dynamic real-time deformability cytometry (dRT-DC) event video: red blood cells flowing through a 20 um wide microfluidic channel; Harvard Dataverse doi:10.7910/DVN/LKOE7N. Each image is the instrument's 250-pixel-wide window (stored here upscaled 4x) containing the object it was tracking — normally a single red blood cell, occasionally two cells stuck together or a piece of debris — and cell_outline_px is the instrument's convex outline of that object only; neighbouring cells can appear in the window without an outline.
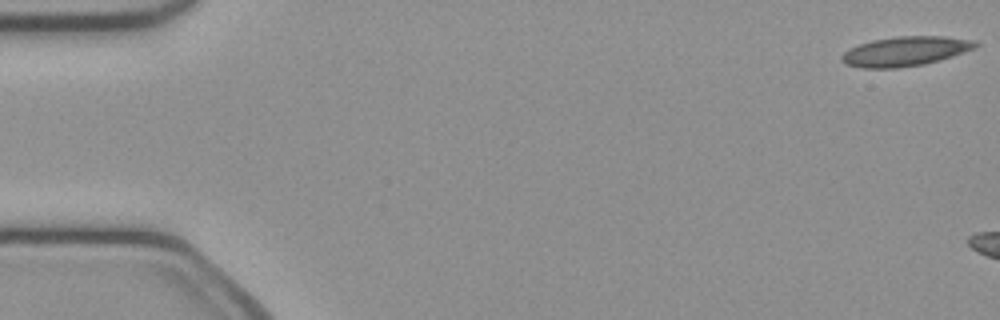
{"species": "common noctule bat (a hibernating species)", "species_latin": "Nyctalus noctula", "temperature_condition": "cold", "stored_images_in_passage": 10, "camera_frame_rate_fps": 3000, "um_per_image_px": 0.085, "animal": {"sex": "female", "body_mass_g": 21.9}, "frame": {"image": 1, "passage_image": 1, "time_ms": 0.0, "image_size_px": [1000, 320], "cell_outline_px": [[980, 44], [976, 48], [952, 56], [924, 64], [896, 68], [864, 68], [844, 64], [840, 60], [840, 56], [844, 52], [860, 44], [872, 40], [896, 36], [944, 36], [972, 40]], "centroid_in_image_um": [76.94, 4.36], "position_along_channel_um": 8.1, "area_um2": 22.95}}